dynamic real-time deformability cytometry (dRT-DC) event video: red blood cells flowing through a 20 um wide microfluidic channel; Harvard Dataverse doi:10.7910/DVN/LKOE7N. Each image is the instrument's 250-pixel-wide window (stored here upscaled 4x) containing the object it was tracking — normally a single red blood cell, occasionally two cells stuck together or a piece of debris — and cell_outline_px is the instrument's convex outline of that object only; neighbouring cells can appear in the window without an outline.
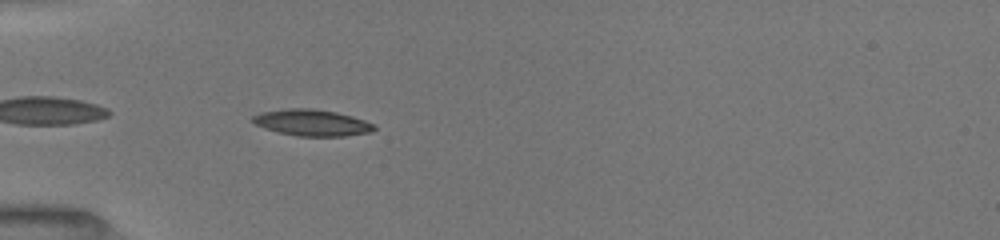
{"species": "common noctule bat (a hibernating species)", "species_latin": "Nyctalus noctula", "temperature_condition": "room temperature", "stored_images_in_passage": 41, "camera_frame_rate_fps": 3000, "um_per_image_px": 0.085, "animal": {"sex": "female", "body_mass_g": 19.5, "forearm_length_mm": 54.1}, "frame": {"image": 1, "passage_image": 3, "time_ms": 0.667, "image_size_px": [1000, 240], "cell_outline_px": [[376, 128], [372, 132], [344, 136], [296, 136], [264, 128], [256, 124], [252, 120], [252, 116], [260, 112], [288, 108], [312, 108], [336, 112], [352, 116], [376, 124]], "centroid_in_image_um": [26.54, 10.42], "position_along_channel_um": 58.5, "area_um2": 18.73}}
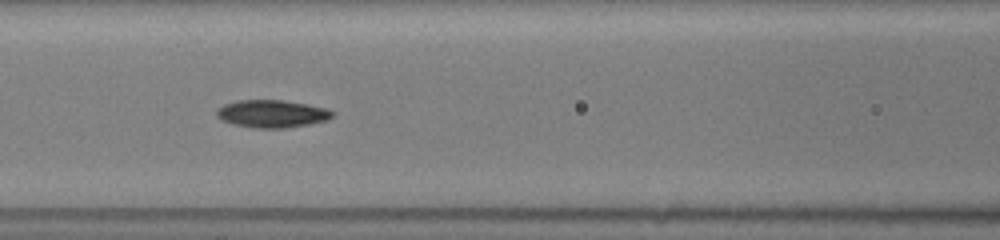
{"frame": {"image": 2, "passage_image": 12, "time_ms": 3.0, "image_size_px": [1000, 240], "cell_outline_px": [[336, 112], [328, 120], [308, 124], [284, 128], [252, 128], [232, 124], [220, 120], [216, 116], [216, 108], [224, 104], [236, 100], [284, 100], [308, 104], [324, 108]], "centroid_in_image_um": [23.07, 9.67], "position_along_channel_um": 143.5, "area_um2": 18.84}}
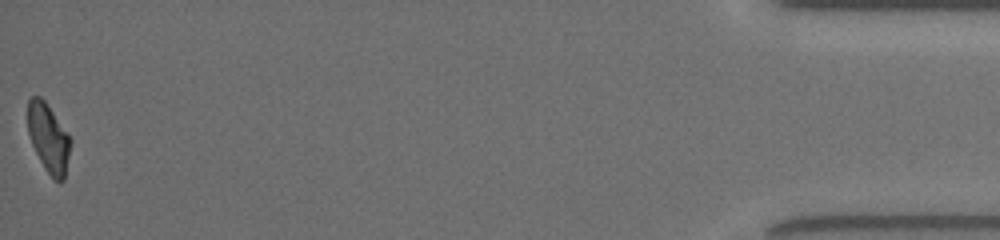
{"frame": {"image": 3, "passage_image": 41, "time_ms": 12.333, "image_size_px": [1000, 240], "cell_outline_px": [[72, 140], [64, 180], [60, 184], [44, 168], [32, 144], [28, 132], [28, 100], [32, 96], [40, 96], [44, 100], [68, 132]], "centroid_in_image_um": [4.14, 11.73], "position_along_channel_um": 431.1, "area_um2": 17.11}, "authors_computed_cell_mechanics": {"area_um2": 18.3804, "velocity_mm_per_s": 4.0166, "shape_relaxation_time_tau1_ms": 3.0655, "shape_relaxation_time_tau2_ms": 2.4367, "deformation_change_tau1": 0.1357, "deformation_change_tau2": 0.0822}}